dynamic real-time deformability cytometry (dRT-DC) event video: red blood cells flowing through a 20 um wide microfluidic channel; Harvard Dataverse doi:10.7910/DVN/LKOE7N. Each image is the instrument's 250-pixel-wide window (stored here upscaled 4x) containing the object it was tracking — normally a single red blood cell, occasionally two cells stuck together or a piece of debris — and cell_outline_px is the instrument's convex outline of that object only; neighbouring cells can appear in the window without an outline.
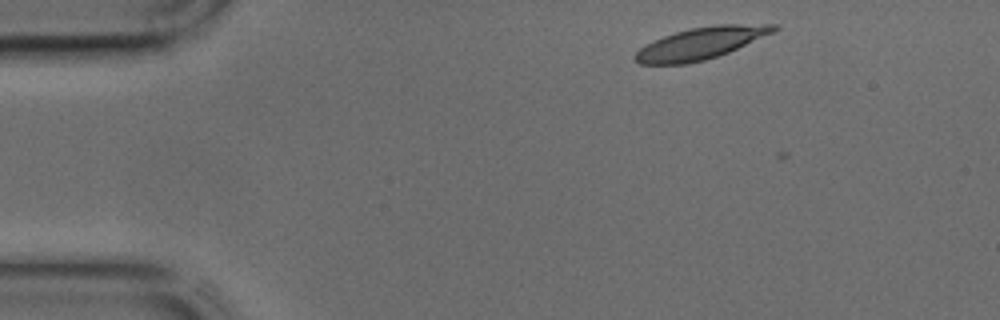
{"species": "common noctule bat (a hibernating species)", "species_latin": "Nyctalus noctula", "temperature_condition": "cold", "stored_images_in_passage": 8, "camera_frame_rate_fps": 3000, "um_per_image_px": 0.085, "animal": {"sex": "male", "body_mass_g": 17.9, "forearm_length_mm": 54.2}, "frame": {"image": 1, "passage_image": 1, "time_ms": 0.0, "image_size_px": [1000, 320], "cell_outline_px": [[780, 28], [772, 32], [728, 52], [704, 60], [688, 64], [640, 64], [632, 60], [632, 56], [644, 44], [664, 36], [676, 32], [692, 28], [716, 24], [776, 24]], "centroid_in_image_um": [59.5, 3.68], "position_along_channel_um": 25.5, "area_um2": 25.55}}
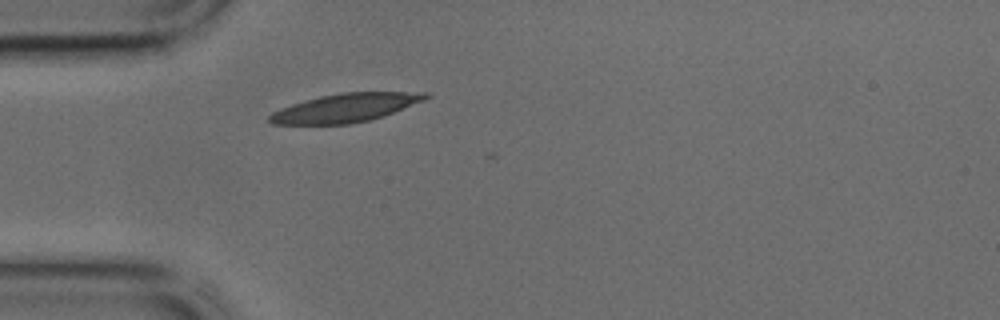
{"frame": {"image": 2, "passage_image": 7, "time_ms": 2.0, "image_size_px": [1000, 320], "cell_outline_px": [[432, 96], [424, 100], [384, 116], [368, 120], [348, 124], [272, 124], [268, 120], [268, 116], [272, 112], [280, 108], [292, 104], [320, 96], [340, 92], [428, 92]], "centroid_in_image_um": [29.37, 9.16], "position_along_channel_um": 55.6, "area_um2": 25.89}}